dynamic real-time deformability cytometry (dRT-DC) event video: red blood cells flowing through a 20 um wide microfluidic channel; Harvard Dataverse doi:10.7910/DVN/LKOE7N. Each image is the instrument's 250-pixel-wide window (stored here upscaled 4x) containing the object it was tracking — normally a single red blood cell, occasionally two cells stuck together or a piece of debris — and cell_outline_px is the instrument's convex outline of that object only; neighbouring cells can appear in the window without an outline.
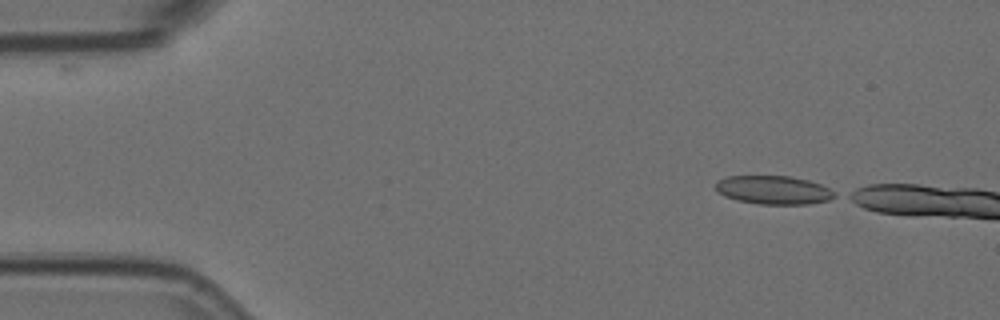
{"species": "Egyptian fruit bat (a non-hibernating species)", "species_latin": "Rousettus aegyptiacus", "temperature_condition": "room temperature", "stored_images_in_passage": 4, "camera_frame_rate_fps": 3000, "um_per_image_px": 0.085, "animal": {"sex": "female"}, "frame": {"image": 1, "passage_image": 1, "time_ms": 0.0, "image_size_px": [1000, 320], "cell_outline_px": [[836, 196], [828, 200], [808, 204], [760, 204], [736, 200], [724, 196], [716, 188], [716, 184], [720, 180], [728, 176], [788, 176], [808, 180], [820, 184], [836, 192]], "centroid_in_image_um": [65.77, 16.15], "position_along_channel_um": 19.2, "area_um2": 19.59}}